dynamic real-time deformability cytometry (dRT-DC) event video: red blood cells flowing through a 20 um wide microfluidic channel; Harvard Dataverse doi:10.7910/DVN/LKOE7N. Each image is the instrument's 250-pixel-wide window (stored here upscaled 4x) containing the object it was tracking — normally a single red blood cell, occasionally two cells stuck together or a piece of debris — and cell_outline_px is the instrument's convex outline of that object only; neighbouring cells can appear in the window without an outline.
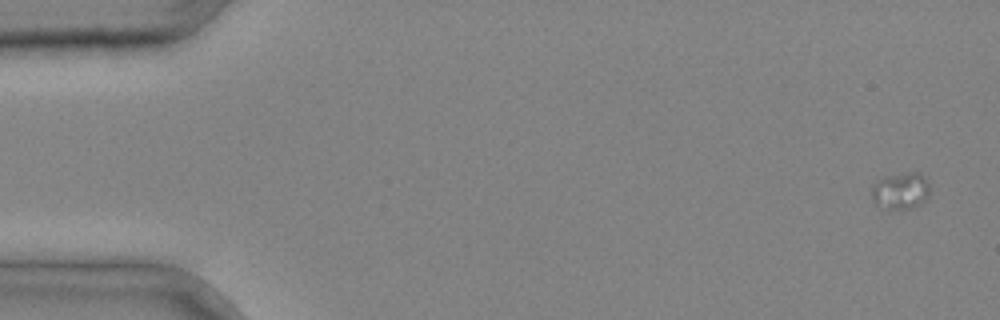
{"species": "common noctule bat (a hibernating species)", "species_latin": "Nyctalus noctula", "temperature_condition": "cold", "stored_images_in_passage": 3, "camera_frame_rate_fps": 3000, "um_per_image_px": 0.085, "animal": {"sex": "male", "body_mass_g": 20.4}, "frame": {"image": 1, "passage_image": 1, "time_ms": 0.0, "image_size_px": [1000, 320], "cell_outline_px": [[928, 196], [920, 204], [912, 208], [888, 212], [876, 204], [872, 200], [872, 188], [880, 180], [888, 176], [904, 172], [920, 172], [924, 176], [928, 184]], "centroid_in_image_um": [76.55, 16.27], "position_along_channel_um": 8.5, "area_um2": 12.6}}